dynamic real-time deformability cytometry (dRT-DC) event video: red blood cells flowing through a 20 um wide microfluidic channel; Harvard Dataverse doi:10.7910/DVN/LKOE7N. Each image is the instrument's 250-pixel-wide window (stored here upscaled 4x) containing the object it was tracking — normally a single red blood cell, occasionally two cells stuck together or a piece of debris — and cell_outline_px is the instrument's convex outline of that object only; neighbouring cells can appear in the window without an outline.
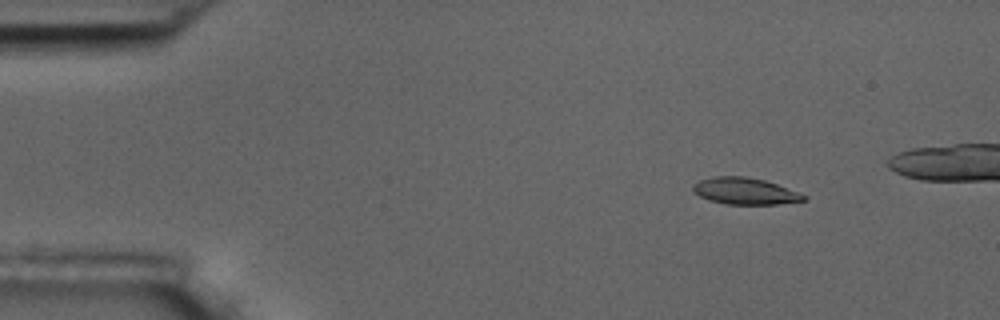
{"species": "common noctule bat (a hibernating species)", "species_latin": "Nyctalus noctula", "temperature_condition": "room temperature", "stored_images_in_passage": 6, "camera_frame_rate_fps": 3000, "um_per_image_px": 0.085, "animal": {"sex": "male", "body_mass_g": 17.5, "forearm_length_mm": 52.3}, "frame": {"image": 1, "passage_image": 3, "time_ms": 2.333, "image_size_px": [1000, 320], "cell_outline_px": [[808, 200], [776, 204], [724, 204], [708, 200], [692, 192], [692, 184], [700, 180], [712, 176], [744, 176], [764, 180], [800, 192], [808, 196]], "centroid_in_image_um": [63.31, 16.24], "position_along_channel_um": 21.7, "area_um2": 17.4}}